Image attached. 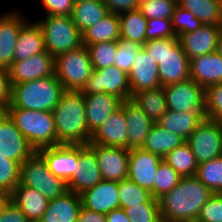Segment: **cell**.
<instances>
[{
  "label": "cell",
  "instance_id": "f546056e",
  "mask_svg": "<svg viewBox=\"0 0 222 222\" xmlns=\"http://www.w3.org/2000/svg\"><path fill=\"white\" fill-rule=\"evenodd\" d=\"M108 13L109 11L102 0H86L74 3L71 17L83 34L86 30L103 19Z\"/></svg>",
  "mask_w": 222,
  "mask_h": 222
},
{
  "label": "cell",
  "instance_id": "f6af8a7d",
  "mask_svg": "<svg viewBox=\"0 0 222 222\" xmlns=\"http://www.w3.org/2000/svg\"><path fill=\"white\" fill-rule=\"evenodd\" d=\"M205 117L222 122V82L205 89Z\"/></svg>",
  "mask_w": 222,
  "mask_h": 222
},
{
  "label": "cell",
  "instance_id": "60d3db41",
  "mask_svg": "<svg viewBox=\"0 0 222 222\" xmlns=\"http://www.w3.org/2000/svg\"><path fill=\"white\" fill-rule=\"evenodd\" d=\"M142 48V45L137 42L120 38L117 41V52L113 65L128 74L132 68L135 57Z\"/></svg>",
  "mask_w": 222,
  "mask_h": 222
},
{
  "label": "cell",
  "instance_id": "f5cc1de1",
  "mask_svg": "<svg viewBox=\"0 0 222 222\" xmlns=\"http://www.w3.org/2000/svg\"><path fill=\"white\" fill-rule=\"evenodd\" d=\"M110 13L120 14L138 8L136 0H102Z\"/></svg>",
  "mask_w": 222,
  "mask_h": 222
},
{
  "label": "cell",
  "instance_id": "4dcf8cb0",
  "mask_svg": "<svg viewBox=\"0 0 222 222\" xmlns=\"http://www.w3.org/2000/svg\"><path fill=\"white\" fill-rule=\"evenodd\" d=\"M185 142L186 140L180 135L175 133L173 134L154 123L148 133L142 149L164 158L168 152L178 146H181Z\"/></svg>",
  "mask_w": 222,
  "mask_h": 222
},
{
  "label": "cell",
  "instance_id": "ffe728a7",
  "mask_svg": "<svg viewBox=\"0 0 222 222\" xmlns=\"http://www.w3.org/2000/svg\"><path fill=\"white\" fill-rule=\"evenodd\" d=\"M131 93L141 90L161 87L158 74V64L142 48L135 57L132 68L128 73Z\"/></svg>",
  "mask_w": 222,
  "mask_h": 222
},
{
  "label": "cell",
  "instance_id": "cb8c5ba5",
  "mask_svg": "<svg viewBox=\"0 0 222 222\" xmlns=\"http://www.w3.org/2000/svg\"><path fill=\"white\" fill-rule=\"evenodd\" d=\"M22 14L9 12L0 16V66L8 69L13 62V52L19 32L27 22Z\"/></svg>",
  "mask_w": 222,
  "mask_h": 222
},
{
  "label": "cell",
  "instance_id": "7dc6e473",
  "mask_svg": "<svg viewBox=\"0 0 222 222\" xmlns=\"http://www.w3.org/2000/svg\"><path fill=\"white\" fill-rule=\"evenodd\" d=\"M196 222H222V194L214 193L201 207Z\"/></svg>",
  "mask_w": 222,
  "mask_h": 222
},
{
  "label": "cell",
  "instance_id": "680465c9",
  "mask_svg": "<svg viewBox=\"0 0 222 222\" xmlns=\"http://www.w3.org/2000/svg\"><path fill=\"white\" fill-rule=\"evenodd\" d=\"M136 1H137V5L139 7L141 4L147 3L148 1H151V0H136Z\"/></svg>",
  "mask_w": 222,
  "mask_h": 222
},
{
  "label": "cell",
  "instance_id": "91938a15",
  "mask_svg": "<svg viewBox=\"0 0 222 222\" xmlns=\"http://www.w3.org/2000/svg\"><path fill=\"white\" fill-rule=\"evenodd\" d=\"M219 8H220V19L222 23V0H219Z\"/></svg>",
  "mask_w": 222,
  "mask_h": 222
},
{
  "label": "cell",
  "instance_id": "f35d334b",
  "mask_svg": "<svg viewBox=\"0 0 222 222\" xmlns=\"http://www.w3.org/2000/svg\"><path fill=\"white\" fill-rule=\"evenodd\" d=\"M85 46L89 50L93 70L110 67L114 64L117 41L100 42Z\"/></svg>",
  "mask_w": 222,
  "mask_h": 222
},
{
  "label": "cell",
  "instance_id": "4316f807",
  "mask_svg": "<svg viewBox=\"0 0 222 222\" xmlns=\"http://www.w3.org/2000/svg\"><path fill=\"white\" fill-rule=\"evenodd\" d=\"M10 199L31 222H38L41 219L49 203L39 191L20 183L10 194Z\"/></svg>",
  "mask_w": 222,
  "mask_h": 222
},
{
  "label": "cell",
  "instance_id": "bcb514c9",
  "mask_svg": "<svg viewBox=\"0 0 222 222\" xmlns=\"http://www.w3.org/2000/svg\"><path fill=\"white\" fill-rule=\"evenodd\" d=\"M125 212L130 222H162L159 203H140Z\"/></svg>",
  "mask_w": 222,
  "mask_h": 222
},
{
  "label": "cell",
  "instance_id": "44dd1931",
  "mask_svg": "<svg viewBox=\"0 0 222 222\" xmlns=\"http://www.w3.org/2000/svg\"><path fill=\"white\" fill-rule=\"evenodd\" d=\"M127 123L128 149L142 148L154 122L135 104L132 99L121 102Z\"/></svg>",
  "mask_w": 222,
  "mask_h": 222
},
{
  "label": "cell",
  "instance_id": "8fae6325",
  "mask_svg": "<svg viewBox=\"0 0 222 222\" xmlns=\"http://www.w3.org/2000/svg\"><path fill=\"white\" fill-rule=\"evenodd\" d=\"M167 110L175 112H205V89L188 79L163 86Z\"/></svg>",
  "mask_w": 222,
  "mask_h": 222
},
{
  "label": "cell",
  "instance_id": "c3c4849f",
  "mask_svg": "<svg viewBox=\"0 0 222 222\" xmlns=\"http://www.w3.org/2000/svg\"><path fill=\"white\" fill-rule=\"evenodd\" d=\"M176 37L173 29L171 19H148L146 29V41Z\"/></svg>",
  "mask_w": 222,
  "mask_h": 222
},
{
  "label": "cell",
  "instance_id": "9a60e30c",
  "mask_svg": "<svg viewBox=\"0 0 222 222\" xmlns=\"http://www.w3.org/2000/svg\"><path fill=\"white\" fill-rule=\"evenodd\" d=\"M36 152L45 160L50 172L66 183L75 174L79 162V144H58Z\"/></svg>",
  "mask_w": 222,
  "mask_h": 222
},
{
  "label": "cell",
  "instance_id": "7c38bea8",
  "mask_svg": "<svg viewBox=\"0 0 222 222\" xmlns=\"http://www.w3.org/2000/svg\"><path fill=\"white\" fill-rule=\"evenodd\" d=\"M35 152L9 116L0 111V156L21 165Z\"/></svg>",
  "mask_w": 222,
  "mask_h": 222
},
{
  "label": "cell",
  "instance_id": "d6986e66",
  "mask_svg": "<svg viewBox=\"0 0 222 222\" xmlns=\"http://www.w3.org/2000/svg\"><path fill=\"white\" fill-rule=\"evenodd\" d=\"M80 196L82 206L97 213L106 215L113 209L120 208L117 181L101 180Z\"/></svg>",
  "mask_w": 222,
  "mask_h": 222
},
{
  "label": "cell",
  "instance_id": "4fadbf2b",
  "mask_svg": "<svg viewBox=\"0 0 222 222\" xmlns=\"http://www.w3.org/2000/svg\"><path fill=\"white\" fill-rule=\"evenodd\" d=\"M95 153L102 180L117 181L128 179L130 150L100 144H88Z\"/></svg>",
  "mask_w": 222,
  "mask_h": 222
},
{
  "label": "cell",
  "instance_id": "484cf974",
  "mask_svg": "<svg viewBox=\"0 0 222 222\" xmlns=\"http://www.w3.org/2000/svg\"><path fill=\"white\" fill-rule=\"evenodd\" d=\"M81 206V196L67 191L63 196L49 200L48 206L38 222H77Z\"/></svg>",
  "mask_w": 222,
  "mask_h": 222
},
{
  "label": "cell",
  "instance_id": "94428289",
  "mask_svg": "<svg viewBox=\"0 0 222 222\" xmlns=\"http://www.w3.org/2000/svg\"><path fill=\"white\" fill-rule=\"evenodd\" d=\"M73 1L75 3V2H81V1H86V0H73Z\"/></svg>",
  "mask_w": 222,
  "mask_h": 222
},
{
  "label": "cell",
  "instance_id": "db71d44e",
  "mask_svg": "<svg viewBox=\"0 0 222 222\" xmlns=\"http://www.w3.org/2000/svg\"><path fill=\"white\" fill-rule=\"evenodd\" d=\"M77 222H107L106 215L80 207Z\"/></svg>",
  "mask_w": 222,
  "mask_h": 222
},
{
  "label": "cell",
  "instance_id": "9c48e42d",
  "mask_svg": "<svg viewBox=\"0 0 222 222\" xmlns=\"http://www.w3.org/2000/svg\"><path fill=\"white\" fill-rule=\"evenodd\" d=\"M186 142L198 164L222 156V122L204 118Z\"/></svg>",
  "mask_w": 222,
  "mask_h": 222
},
{
  "label": "cell",
  "instance_id": "6da1fadb",
  "mask_svg": "<svg viewBox=\"0 0 222 222\" xmlns=\"http://www.w3.org/2000/svg\"><path fill=\"white\" fill-rule=\"evenodd\" d=\"M213 194L196 176L182 177L158 199L162 222H196L201 207Z\"/></svg>",
  "mask_w": 222,
  "mask_h": 222
},
{
  "label": "cell",
  "instance_id": "e0dca14e",
  "mask_svg": "<svg viewBox=\"0 0 222 222\" xmlns=\"http://www.w3.org/2000/svg\"><path fill=\"white\" fill-rule=\"evenodd\" d=\"M102 180L94 150L89 145H79V162L75 174L67 182L68 191L82 194Z\"/></svg>",
  "mask_w": 222,
  "mask_h": 222
},
{
  "label": "cell",
  "instance_id": "b9f144b4",
  "mask_svg": "<svg viewBox=\"0 0 222 222\" xmlns=\"http://www.w3.org/2000/svg\"><path fill=\"white\" fill-rule=\"evenodd\" d=\"M20 183V164L0 156V190L9 195Z\"/></svg>",
  "mask_w": 222,
  "mask_h": 222
},
{
  "label": "cell",
  "instance_id": "30bf717a",
  "mask_svg": "<svg viewBox=\"0 0 222 222\" xmlns=\"http://www.w3.org/2000/svg\"><path fill=\"white\" fill-rule=\"evenodd\" d=\"M80 92L82 94L108 93L122 101L132 97L128 74L114 65L93 70Z\"/></svg>",
  "mask_w": 222,
  "mask_h": 222
},
{
  "label": "cell",
  "instance_id": "2e32d148",
  "mask_svg": "<svg viewBox=\"0 0 222 222\" xmlns=\"http://www.w3.org/2000/svg\"><path fill=\"white\" fill-rule=\"evenodd\" d=\"M163 158L142 148L130 150L128 179L151 192L154 198V183L157 169Z\"/></svg>",
  "mask_w": 222,
  "mask_h": 222
},
{
  "label": "cell",
  "instance_id": "ab89813d",
  "mask_svg": "<svg viewBox=\"0 0 222 222\" xmlns=\"http://www.w3.org/2000/svg\"><path fill=\"white\" fill-rule=\"evenodd\" d=\"M182 177L166 162L162 161L157 169L154 183V198L159 199L171 191Z\"/></svg>",
  "mask_w": 222,
  "mask_h": 222
},
{
  "label": "cell",
  "instance_id": "11a10c76",
  "mask_svg": "<svg viewBox=\"0 0 222 222\" xmlns=\"http://www.w3.org/2000/svg\"><path fill=\"white\" fill-rule=\"evenodd\" d=\"M107 222H130L123 208L113 209L106 214Z\"/></svg>",
  "mask_w": 222,
  "mask_h": 222
},
{
  "label": "cell",
  "instance_id": "681fc988",
  "mask_svg": "<svg viewBox=\"0 0 222 222\" xmlns=\"http://www.w3.org/2000/svg\"><path fill=\"white\" fill-rule=\"evenodd\" d=\"M41 3L46 10L45 15H72L73 0H41Z\"/></svg>",
  "mask_w": 222,
  "mask_h": 222
},
{
  "label": "cell",
  "instance_id": "f1b7e54d",
  "mask_svg": "<svg viewBox=\"0 0 222 222\" xmlns=\"http://www.w3.org/2000/svg\"><path fill=\"white\" fill-rule=\"evenodd\" d=\"M204 118H206L205 112H175L167 110L156 121V124L187 140Z\"/></svg>",
  "mask_w": 222,
  "mask_h": 222
},
{
  "label": "cell",
  "instance_id": "1f68e13d",
  "mask_svg": "<svg viewBox=\"0 0 222 222\" xmlns=\"http://www.w3.org/2000/svg\"><path fill=\"white\" fill-rule=\"evenodd\" d=\"M131 99L154 123L167 111L166 97L162 86L138 91L132 94Z\"/></svg>",
  "mask_w": 222,
  "mask_h": 222
},
{
  "label": "cell",
  "instance_id": "ac0fdd59",
  "mask_svg": "<svg viewBox=\"0 0 222 222\" xmlns=\"http://www.w3.org/2000/svg\"><path fill=\"white\" fill-rule=\"evenodd\" d=\"M221 30L222 26L207 24L181 35L179 41L189 60L217 51Z\"/></svg>",
  "mask_w": 222,
  "mask_h": 222
},
{
  "label": "cell",
  "instance_id": "6f0895ef",
  "mask_svg": "<svg viewBox=\"0 0 222 222\" xmlns=\"http://www.w3.org/2000/svg\"><path fill=\"white\" fill-rule=\"evenodd\" d=\"M217 52L222 56V30L218 37Z\"/></svg>",
  "mask_w": 222,
  "mask_h": 222
},
{
  "label": "cell",
  "instance_id": "603a6c76",
  "mask_svg": "<svg viewBox=\"0 0 222 222\" xmlns=\"http://www.w3.org/2000/svg\"><path fill=\"white\" fill-rule=\"evenodd\" d=\"M89 132H95L103 122L120 108L122 100L108 93L83 94Z\"/></svg>",
  "mask_w": 222,
  "mask_h": 222
},
{
  "label": "cell",
  "instance_id": "83f0119b",
  "mask_svg": "<svg viewBox=\"0 0 222 222\" xmlns=\"http://www.w3.org/2000/svg\"><path fill=\"white\" fill-rule=\"evenodd\" d=\"M46 51L44 35L37 22L27 21L19 32L18 41L13 52V62L25 60L28 57Z\"/></svg>",
  "mask_w": 222,
  "mask_h": 222
},
{
  "label": "cell",
  "instance_id": "816d5d0a",
  "mask_svg": "<svg viewBox=\"0 0 222 222\" xmlns=\"http://www.w3.org/2000/svg\"><path fill=\"white\" fill-rule=\"evenodd\" d=\"M11 92L8 69L0 66V111H4L10 105Z\"/></svg>",
  "mask_w": 222,
  "mask_h": 222
},
{
  "label": "cell",
  "instance_id": "277c9868",
  "mask_svg": "<svg viewBox=\"0 0 222 222\" xmlns=\"http://www.w3.org/2000/svg\"><path fill=\"white\" fill-rule=\"evenodd\" d=\"M64 91V87L56 75L14 84L12 85L11 102L7 108L52 112Z\"/></svg>",
  "mask_w": 222,
  "mask_h": 222
},
{
  "label": "cell",
  "instance_id": "74e56055",
  "mask_svg": "<svg viewBox=\"0 0 222 222\" xmlns=\"http://www.w3.org/2000/svg\"><path fill=\"white\" fill-rule=\"evenodd\" d=\"M196 177L213 193L222 194V156L198 164Z\"/></svg>",
  "mask_w": 222,
  "mask_h": 222
},
{
  "label": "cell",
  "instance_id": "8992f818",
  "mask_svg": "<svg viewBox=\"0 0 222 222\" xmlns=\"http://www.w3.org/2000/svg\"><path fill=\"white\" fill-rule=\"evenodd\" d=\"M37 23L44 35L45 49L54 57L83 45V35L71 16L46 15Z\"/></svg>",
  "mask_w": 222,
  "mask_h": 222
},
{
  "label": "cell",
  "instance_id": "7402d4cb",
  "mask_svg": "<svg viewBox=\"0 0 222 222\" xmlns=\"http://www.w3.org/2000/svg\"><path fill=\"white\" fill-rule=\"evenodd\" d=\"M127 128L124 111L119 108L92 133L89 144H100L128 149Z\"/></svg>",
  "mask_w": 222,
  "mask_h": 222
},
{
  "label": "cell",
  "instance_id": "5bb4252c",
  "mask_svg": "<svg viewBox=\"0 0 222 222\" xmlns=\"http://www.w3.org/2000/svg\"><path fill=\"white\" fill-rule=\"evenodd\" d=\"M8 73L11 85L55 75V57L46 50L25 60L12 62Z\"/></svg>",
  "mask_w": 222,
  "mask_h": 222
},
{
  "label": "cell",
  "instance_id": "9f6ffc18",
  "mask_svg": "<svg viewBox=\"0 0 222 222\" xmlns=\"http://www.w3.org/2000/svg\"><path fill=\"white\" fill-rule=\"evenodd\" d=\"M9 199L10 195L0 190V211Z\"/></svg>",
  "mask_w": 222,
  "mask_h": 222
},
{
  "label": "cell",
  "instance_id": "d6a6232c",
  "mask_svg": "<svg viewBox=\"0 0 222 222\" xmlns=\"http://www.w3.org/2000/svg\"><path fill=\"white\" fill-rule=\"evenodd\" d=\"M82 35L83 45L118 41L120 39L118 14L109 12L103 19L86 30Z\"/></svg>",
  "mask_w": 222,
  "mask_h": 222
},
{
  "label": "cell",
  "instance_id": "52a82bcc",
  "mask_svg": "<svg viewBox=\"0 0 222 222\" xmlns=\"http://www.w3.org/2000/svg\"><path fill=\"white\" fill-rule=\"evenodd\" d=\"M20 184L39 191L48 200L63 196L68 191L67 183L50 172L37 152L20 165Z\"/></svg>",
  "mask_w": 222,
  "mask_h": 222
},
{
  "label": "cell",
  "instance_id": "7bdbcfd3",
  "mask_svg": "<svg viewBox=\"0 0 222 222\" xmlns=\"http://www.w3.org/2000/svg\"><path fill=\"white\" fill-rule=\"evenodd\" d=\"M172 29L176 37L195 31L204 25L191 11L176 6L172 15Z\"/></svg>",
  "mask_w": 222,
  "mask_h": 222
},
{
  "label": "cell",
  "instance_id": "836d02e7",
  "mask_svg": "<svg viewBox=\"0 0 222 222\" xmlns=\"http://www.w3.org/2000/svg\"><path fill=\"white\" fill-rule=\"evenodd\" d=\"M120 38L143 45L146 42L147 18L137 8L118 14Z\"/></svg>",
  "mask_w": 222,
  "mask_h": 222
},
{
  "label": "cell",
  "instance_id": "3957f363",
  "mask_svg": "<svg viewBox=\"0 0 222 222\" xmlns=\"http://www.w3.org/2000/svg\"><path fill=\"white\" fill-rule=\"evenodd\" d=\"M142 47L158 64L162 87L190 79V60L178 37L148 40Z\"/></svg>",
  "mask_w": 222,
  "mask_h": 222
},
{
  "label": "cell",
  "instance_id": "d590c367",
  "mask_svg": "<svg viewBox=\"0 0 222 222\" xmlns=\"http://www.w3.org/2000/svg\"><path fill=\"white\" fill-rule=\"evenodd\" d=\"M178 6L191 11L204 25L222 26L219 0H177Z\"/></svg>",
  "mask_w": 222,
  "mask_h": 222
},
{
  "label": "cell",
  "instance_id": "8d00e7d4",
  "mask_svg": "<svg viewBox=\"0 0 222 222\" xmlns=\"http://www.w3.org/2000/svg\"><path fill=\"white\" fill-rule=\"evenodd\" d=\"M118 192L120 208L124 210L140 203H159L158 199L152 197L151 192L129 179L118 182Z\"/></svg>",
  "mask_w": 222,
  "mask_h": 222
},
{
  "label": "cell",
  "instance_id": "f907efd6",
  "mask_svg": "<svg viewBox=\"0 0 222 222\" xmlns=\"http://www.w3.org/2000/svg\"><path fill=\"white\" fill-rule=\"evenodd\" d=\"M0 222H31L18 206L9 199L0 211Z\"/></svg>",
  "mask_w": 222,
  "mask_h": 222
},
{
  "label": "cell",
  "instance_id": "5b68a950",
  "mask_svg": "<svg viewBox=\"0 0 222 222\" xmlns=\"http://www.w3.org/2000/svg\"><path fill=\"white\" fill-rule=\"evenodd\" d=\"M4 112L35 151L57 145V133L52 112L22 108H6Z\"/></svg>",
  "mask_w": 222,
  "mask_h": 222
},
{
  "label": "cell",
  "instance_id": "e575fe53",
  "mask_svg": "<svg viewBox=\"0 0 222 222\" xmlns=\"http://www.w3.org/2000/svg\"><path fill=\"white\" fill-rule=\"evenodd\" d=\"M163 161L170 165L181 177L196 176L198 163L187 142L168 152Z\"/></svg>",
  "mask_w": 222,
  "mask_h": 222
},
{
  "label": "cell",
  "instance_id": "7a4b0ae2",
  "mask_svg": "<svg viewBox=\"0 0 222 222\" xmlns=\"http://www.w3.org/2000/svg\"><path fill=\"white\" fill-rule=\"evenodd\" d=\"M58 144L88 145L91 139L86 122L83 94L80 91L65 90L52 111Z\"/></svg>",
  "mask_w": 222,
  "mask_h": 222
},
{
  "label": "cell",
  "instance_id": "ba28073f",
  "mask_svg": "<svg viewBox=\"0 0 222 222\" xmlns=\"http://www.w3.org/2000/svg\"><path fill=\"white\" fill-rule=\"evenodd\" d=\"M92 71L89 50L85 45L55 57V75L64 90L80 91Z\"/></svg>",
  "mask_w": 222,
  "mask_h": 222
},
{
  "label": "cell",
  "instance_id": "ee69618b",
  "mask_svg": "<svg viewBox=\"0 0 222 222\" xmlns=\"http://www.w3.org/2000/svg\"><path fill=\"white\" fill-rule=\"evenodd\" d=\"M177 0H151L141 4L138 9L147 19H172Z\"/></svg>",
  "mask_w": 222,
  "mask_h": 222
},
{
  "label": "cell",
  "instance_id": "d4e9b609",
  "mask_svg": "<svg viewBox=\"0 0 222 222\" xmlns=\"http://www.w3.org/2000/svg\"><path fill=\"white\" fill-rule=\"evenodd\" d=\"M190 79L204 89L222 82V56L214 51L190 59Z\"/></svg>",
  "mask_w": 222,
  "mask_h": 222
}]
</instances>
